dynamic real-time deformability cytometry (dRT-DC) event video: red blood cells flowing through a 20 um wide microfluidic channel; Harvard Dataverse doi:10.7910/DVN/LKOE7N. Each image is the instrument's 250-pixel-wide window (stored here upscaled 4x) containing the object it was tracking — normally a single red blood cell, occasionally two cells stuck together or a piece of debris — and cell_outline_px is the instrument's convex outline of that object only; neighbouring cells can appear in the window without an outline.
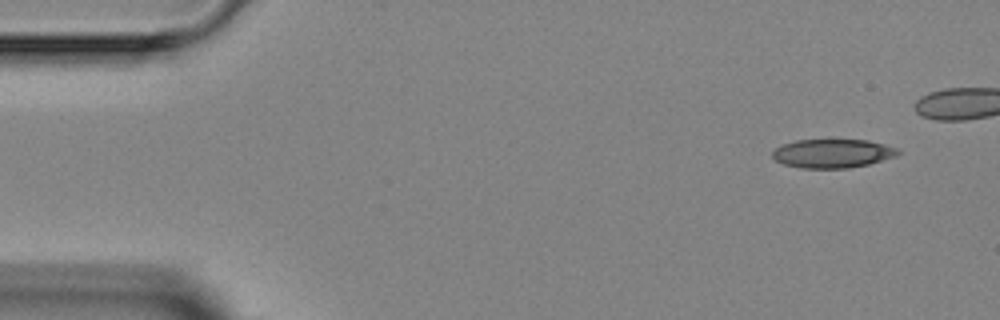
{"species": "Egyptian fruit bat (a non-hibernating species)", "species_latin": "Rousettus aegyptiacus", "temperature_condition": "room temperature", "stored_images_in_passage": 5, "camera_frame_rate_fps": 3000, "um_per_image_px": 0.085, "animal": {"sex": "female"}, "frame": {"image": 1, "passage_image": 1, "time_ms": 0.0, "image_size_px": [1000, 320], "cell_outline_px": [[900, 152], [896, 156], [868, 164], [848, 168], [800, 168], [784, 164], [776, 160], [772, 156], [772, 152], [776, 148], [784, 144], [796, 140], [868, 140], [884, 144], [896, 148]], "centroid_in_image_um": [70.76, 13.04], "position_along_channel_um": 14.2, "area_um2": 20.87}}